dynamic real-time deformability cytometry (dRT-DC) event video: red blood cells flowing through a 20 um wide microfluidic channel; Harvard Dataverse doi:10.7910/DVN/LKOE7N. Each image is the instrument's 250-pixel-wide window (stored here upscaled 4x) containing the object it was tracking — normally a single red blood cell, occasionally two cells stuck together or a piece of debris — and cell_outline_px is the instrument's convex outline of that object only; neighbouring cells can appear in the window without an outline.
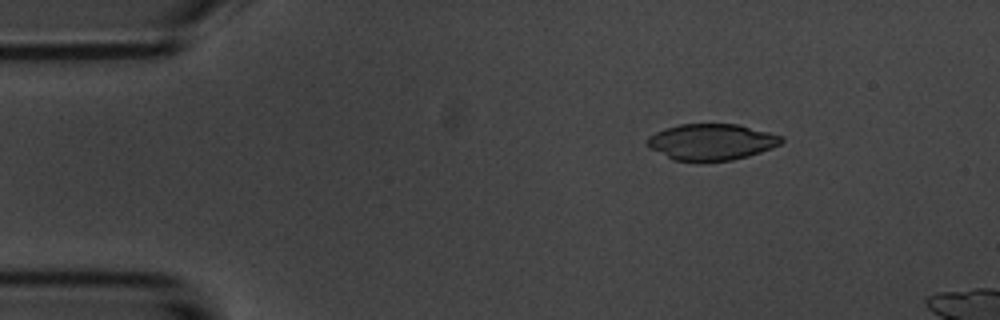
{"species": "common noctule bat (a hibernating species)", "species_latin": "Nyctalus noctula", "temperature_condition": "room temperature", "stored_images_in_passage": 5, "camera_frame_rate_fps": 3000, "um_per_image_px": 0.085, "animal": {"sex": "male", "body_mass_g": 20.1, "forearm_length_mm": 53.5}, "frame": {"image": 1, "passage_image": 3, "time_ms": 2.333, "image_size_px": [1000, 320], "cell_outline_px": [[784, 140], [780, 144], [772, 148], [748, 156], [732, 160], [700, 164], [672, 160], [648, 148], [644, 144], [644, 140], [648, 136], [664, 128], [680, 124], [736, 124], [784, 136]], "centroid_in_image_um": [60.39, 12.1], "position_along_channel_um": 24.6, "area_um2": 29.25}}